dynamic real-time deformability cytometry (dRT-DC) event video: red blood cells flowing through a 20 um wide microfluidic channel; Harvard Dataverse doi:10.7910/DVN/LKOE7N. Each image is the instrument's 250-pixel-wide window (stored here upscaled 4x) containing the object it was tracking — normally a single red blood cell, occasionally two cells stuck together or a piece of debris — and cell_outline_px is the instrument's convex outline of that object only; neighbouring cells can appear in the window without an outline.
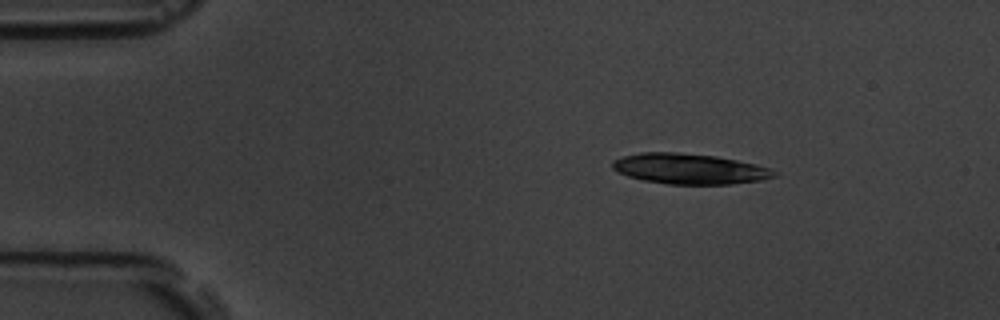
{"species": "common noctule bat (a hibernating species)", "species_latin": "Nyctalus noctula", "temperature_condition": "room temperature", "stored_images_in_passage": 4, "camera_frame_rate_fps": 3000, "um_per_image_px": 0.085, "animal": {"sex": "male", "body_mass_g": 19.5, "forearm_length_mm": 54.6}, "frame": {"image": 1, "passage_image": 1, "time_ms": 0.0, "image_size_px": [1000, 320], "cell_outline_px": [[780, 172], [776, 176], [760, 180], [732, 184], [668, 184], [644, 180], [628, 176], [616, 172], [612, 168], [612, 160], [624, 156], [640, 152], [676, 152], [716, 156], [756, 164], [772, 168]], "centroid_in_image_um": [58.62, 14.35], "position_along_channel_um": 26.4, "area_um2": 28.84}}
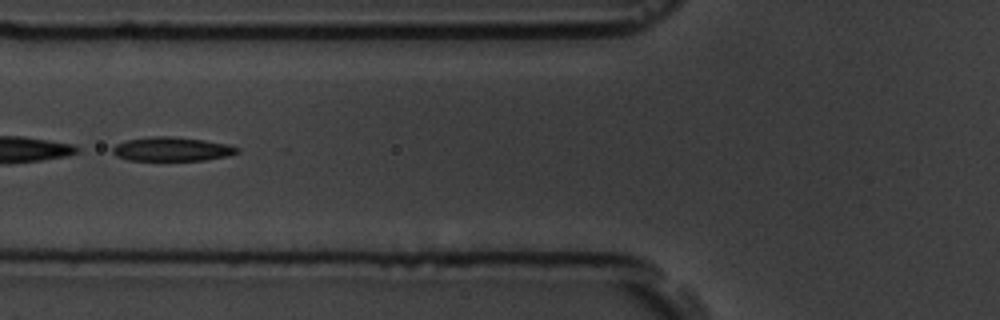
{"frame": {"image": 2, "passage_image": 4, "time_ms": 4.333, "image_size_px": [1000, 320], "cell_outline_px": [[240, 152], [228, 156], [204, 160], [128, 160], [116, 156], [112, 152], [112, 148], [116, 144], [124, 140], [152, 136], [172, 136], [204, 140], [228, 144], [240, 148]], "centroid_in_image_um": [14.61, 12.67], "position_along_channel_um": 111.2, "area_um2": 17.57}}